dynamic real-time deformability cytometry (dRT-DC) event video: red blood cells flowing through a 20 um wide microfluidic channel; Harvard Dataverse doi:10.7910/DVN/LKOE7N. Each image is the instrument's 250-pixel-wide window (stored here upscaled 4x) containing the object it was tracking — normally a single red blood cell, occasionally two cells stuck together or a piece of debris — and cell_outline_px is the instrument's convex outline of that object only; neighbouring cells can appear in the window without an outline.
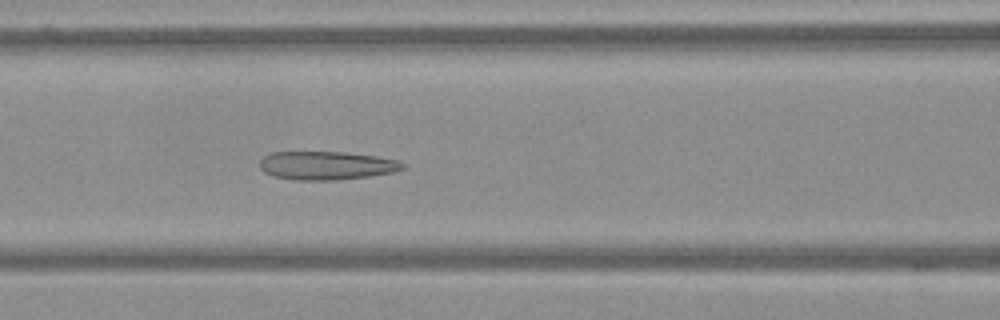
{"species": "Egyptian fruit bat (a non-hibernating species)", "species_latin": "Rousettus aegyptiacus", "temperature_condition": "warm", "stored_images_in_passage": 62, "camera_frame_rate_fps": 3000, "um_per_image_px": 0.085, "frame": {"image": 1, "passage_image": 27, "time_ms": 8.667, "image_size_px": [1000, 320], "cell_outline_px": [[408, 164], [404, 168], [392, 172], [368, 176], [336, 180], [292, 180], [272, 176], [264, 172], [260, 168], [260, 160], [264, 156], [272, 152], [344, 152], [376, 156], [396, 160]], "centroid_in_image_um": [27.73, 14.07], "position_along_channel_um": 138.9, "area_um2": 23.76}}
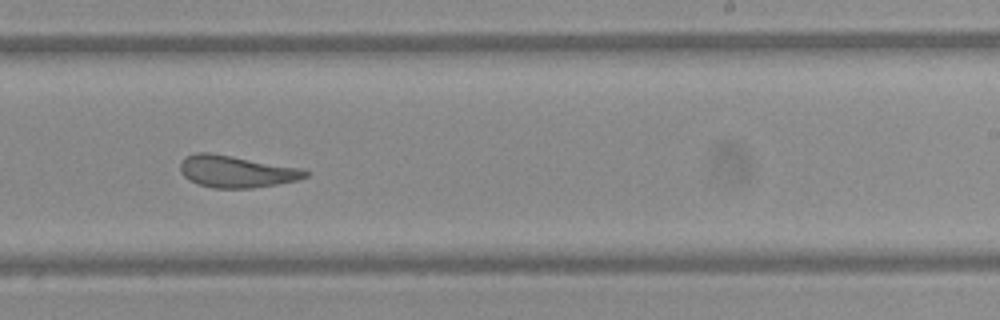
{"frame": {"image": 2, "passage_image": 39, "time_ms": 12.667, "image_size_px": [1000, 320], "cell_outline_px": [[308, 176], [296, 180], [276, 184], [252, 188], [212, 188], [200, 184], [184, 176], [180, 172], [180, 160], [184, 156], [196, 152], [212, 152], [304, 168], [308, 172]], "centroid_in_image_um": [20.08, 14.55], "position_along_channel_um": 268.9, "area_um2": 23.52}}
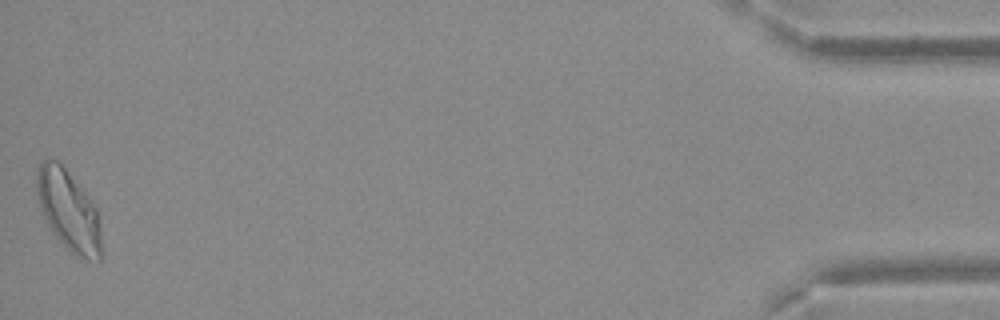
{"frame": {"image": 3, "passage_image": 62, "time_ms": 20.333, "image_size_px": [1000, 320], "cell_outline_px": [[100, 260], [88, 260], [76, 256], [52, 232], [44, 216], [36, 192], [36, 176], [40, 164], [44, 160], [56, 160], [64, 168], [96, 208], [100, 216]], "centroid_in_image_um": [5.82, 17.92], "position_along_channel_um": 429.4, "area_um2": 29.42}}